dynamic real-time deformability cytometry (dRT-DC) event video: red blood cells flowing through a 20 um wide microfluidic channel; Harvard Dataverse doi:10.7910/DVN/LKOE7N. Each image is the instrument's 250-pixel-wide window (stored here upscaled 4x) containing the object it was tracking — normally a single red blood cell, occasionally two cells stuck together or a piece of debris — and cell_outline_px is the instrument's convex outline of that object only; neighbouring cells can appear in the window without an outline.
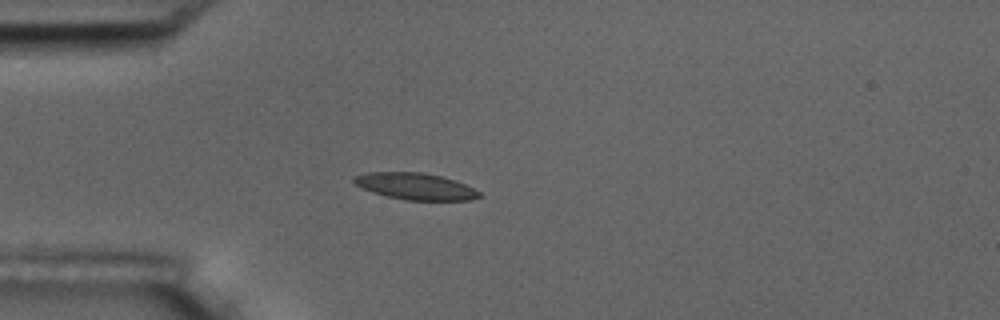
{"species": "common noctule bat (a hibernating species)", "species_latin": "Nyctalus noctula", "temperature_condition": "room temperature", "stored_images_in_passage": 4, "camera_frame_rate_fps": 3000, "um_per_image_px": 0.085, "animal": {"sex": "male", "body_mass_g": 17.5, "forearm_length_mm": 52.3}, "frame": {"image": 1, "passage_image": 3, "time_ms": 0.667, "image_size_px": [1000, 320], "cell_outline_px": [[480, 196], [472, 200], [404, 200], [388, 196], [364, 188], [356, 184], [352, 180], [356, 176], [368, 172], [424, 172], [444, 176], [456, 180], [480, 192]], "centroid_in_image_um": [35.36, 15.82], "position_along_channel_um": 49.6, "area_um2": 19.25}}